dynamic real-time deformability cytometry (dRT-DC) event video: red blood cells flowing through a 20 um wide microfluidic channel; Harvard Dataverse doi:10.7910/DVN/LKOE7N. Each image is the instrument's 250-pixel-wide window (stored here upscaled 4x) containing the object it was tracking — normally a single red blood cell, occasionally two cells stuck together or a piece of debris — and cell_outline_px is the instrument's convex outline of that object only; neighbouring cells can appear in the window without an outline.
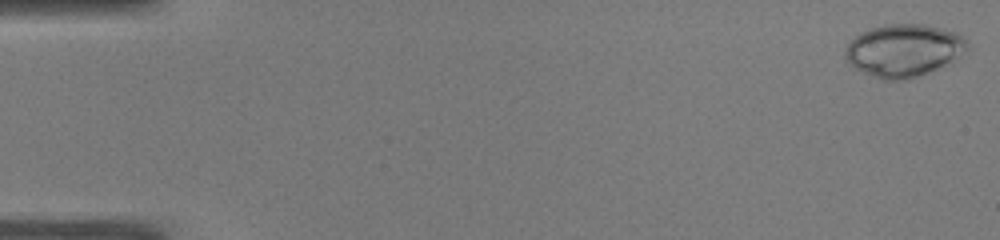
{"species": "common noctule bat (a hibernating species)", "species_latin": "Nyctalus noctula", "temperature_condition": "warm", "stored_images_in_passage": 50, "camera_frame_rate_fps": 3000, "um_per_image_px": 0.085, "animal": {"sex": "male", "body_mass_g": 19.0, "forearm_length_mm": 50.8}, "frame": {"image": 1, "passage_image": 1, "time_ms": 0.0, "image_size_px": [1000, 240], "cell_outline_px": [[968, 52], [936, 68], [916, 76], [904, 80], [884, 80], [864, 72], [856, 68], [844, 56], [844, 52], [848, 44], [860, 32], [872, 28], [888, 24], [924, 24], [940, 28], [952, 32], [960, 36], [968, 44]], "centroid_in_image_um": [76.8, 4.27], "position_along_channel_um": 8.2, "area_um2": 36.59}}
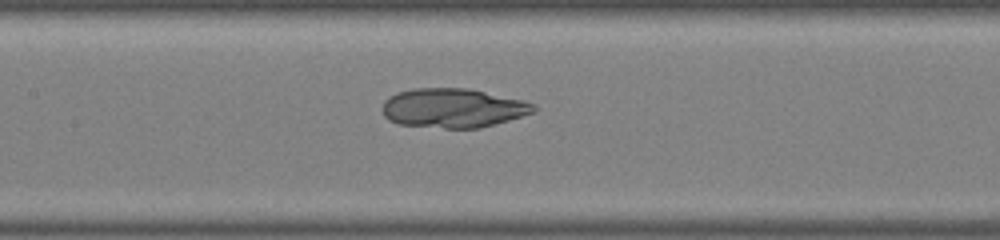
{"frame": {"image": 2, "passage_image": 24, "time_ms": 7.667, "image_size_px": [1000, 240], "cell_outline_px": [[536, 112], [480, 128], [444, 128], [400, 124], [388, 120], [384, 116], [380, 108], [384, 100], [388, 96], [396, 92], [412, 88], [468, 88], [524, 100], [536, 104]], "centroid_in_image_um": [38.48, 9.17], "position_along_channel_um": 168.9, "area_um2": 34.97}}
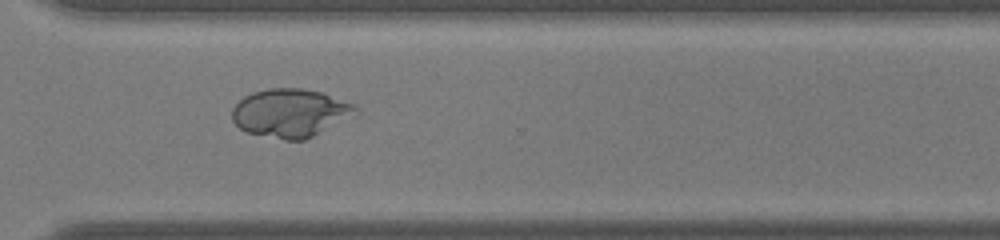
{"frame": {"image": 3, "passage_image": 37, "time_ms": 12.0, "image_size_px": [1000, 240], "cell_outline_px": [[360, 112], [356, 116], [304, 140], [284, 140], [248, 132], [240, 128], [232, 120], [232, 108], [244, 96], [252, 92], [268, 88], [300, 88], [324, 92], [352, 104]], "centroid_in_image_um": [24.71, 9.59], "position_along_channel_um": 345.9, "area_um2": 34.97}}